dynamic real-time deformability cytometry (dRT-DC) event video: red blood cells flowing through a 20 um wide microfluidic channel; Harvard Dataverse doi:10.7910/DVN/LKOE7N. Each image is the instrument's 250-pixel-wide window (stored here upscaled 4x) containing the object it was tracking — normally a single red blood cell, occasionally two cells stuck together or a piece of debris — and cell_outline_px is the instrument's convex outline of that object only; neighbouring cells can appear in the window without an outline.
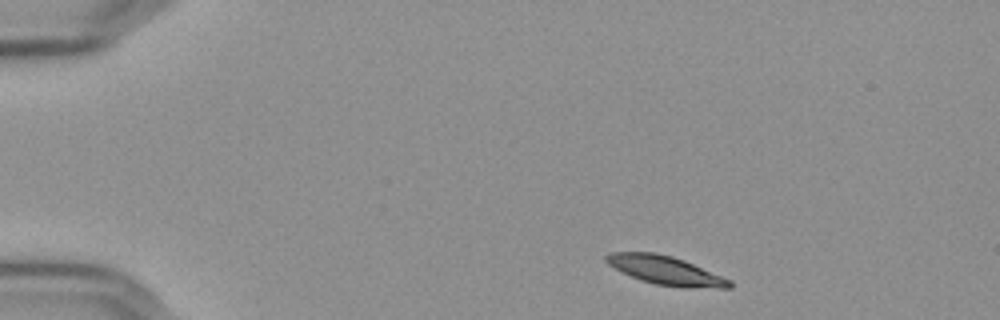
{"species": "Egyptian fruit bat (a non-hibernating species)", "species_latin": "Rousettus aegyptiacus", "temperature_condition": "cold", "stored_images_in_passage": 48, "camera_frame_rate_fps": 3000, "um_per_image_px": 0.085, "frame": {"image": 1, "passage_image": 1, "time_ms": 0.0, "image_size_px": [1000, 320], "cell_outline_px": [[732, 288], [680, 288], [656, 284], [640, 280], [620, 272], [608, 264], [604, 260], [604, 256], [608, 252], [652, 252], [672, 256], [684, 260], [732, 280]], "centroid_in_image_um": [56.56, 22.99], "position_along_channel_um": 28.4, "area_um2": 20.92}}
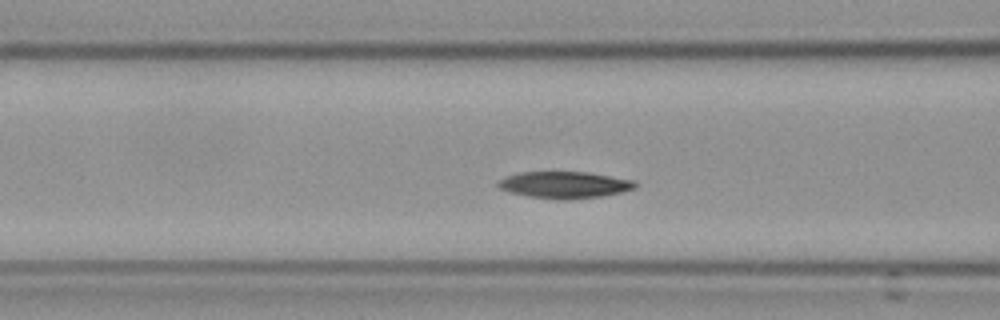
{"frame": {"image": 2, "passage_image": 15, "time_ms": 4.667, "image_size_px": [1000, 320], "cell_outline_px": [[636, 188], [620, 192], [600, 196], [568, 200], [560, 200], [528, 196], [508, 192], [500, 188], [496, 184], [496, 180], [504, 176], [520, 172], [588, 172], [636, 180]], "centroid_in_image_um": [47.94, 15.71], "position_along_channel_um": 118.7, "area_um2": 21.56}}
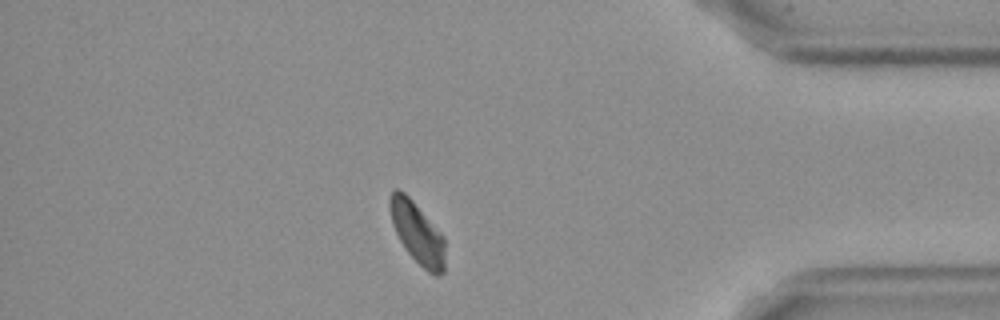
{"frame": {"image": 3, "passage_image": 41, "time_ms": 13.333, "image_size_px": [1000, 320], "cell_outline_px": [[444, 272], [440, 276], [432, 276], [408, 252], [400, 240], [392, 224], [388, 204], [388, 200], [392, 192], [396, 188], [404, 192], [412, 200], [444, 236]], "centroid_in_image_um": [35.47, 19.8], "position_along_channel_um": 399.7, "area_um2": 19.59}, "authors_computed_cell_mechanics": {"area_um2": 20.9525, "velocity_mm_per_s": 3.5843, "shape_relaxation_time_tau1_ms": 3.7702, "shape_relaxation_time_tau2_ms": null, "deformation_change_tau1": 0.1258, "deformation_change_tau2": null}}